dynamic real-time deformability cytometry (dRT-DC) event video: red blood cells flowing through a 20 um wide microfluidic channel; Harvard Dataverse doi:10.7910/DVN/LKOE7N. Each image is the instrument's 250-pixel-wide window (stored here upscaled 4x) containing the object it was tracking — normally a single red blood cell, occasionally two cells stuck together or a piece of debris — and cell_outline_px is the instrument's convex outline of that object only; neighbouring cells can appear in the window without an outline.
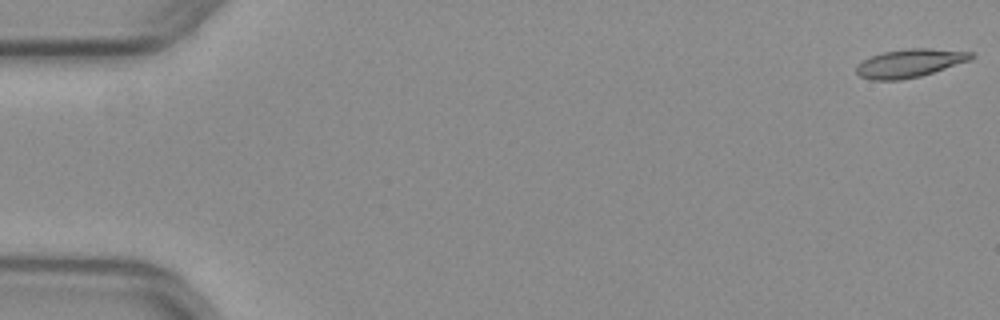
{"species": "common noctule bat (a hibernating species)", "species_latin": "Nyctalus noctula", "temperature_condition": "warm", "stored_images_in_passage": 49, "camera_frame_rate_fps": 3000, "um_per_image_px": 0.085, "animal": {"sex": "female", "body_mass_g": 29.2, "forearm_length_mm": 56.3}, "frame": {"image": 1, "passage_image": 1, "time_ms": 0.0, "image_size_px": [1000, 320], "cell_outline_px": [[976, 56], [972, 60], [920, 76], [900, 80], [872, 80], [860, 76], [856, 72], [856, 64], [872, 56], [884, 52], [908, 48], [928, 48], [976, 52]], "centroid_in_image_um": [77.38, 5.36], "position_along_channel_um": 7.6, "area_um2": 19.02}}
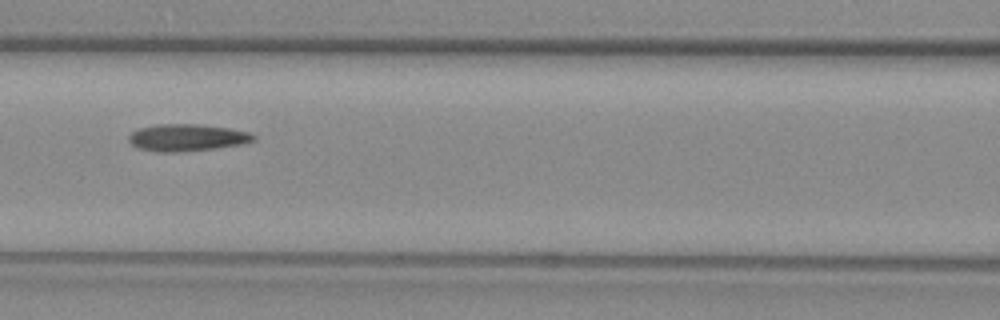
{"frame": {"image": 2, "passage_image": 24, "time_ms": 7.667, "image_size_px": [1000, 320], "cell_outline_px": [[256, 140], [240, 144], [212, 148], [176, 152], [160, 152], [140, 148], [132, 144], [128, 140], [128, 136], [136, 128], [156, 124], [200, 124], [228, 128], [248, 132], [256, 136]], "centroid_in_image_um": [15.86, 11.68], "position_along_channel_um": 150.7, "area_um2": 19.48}}
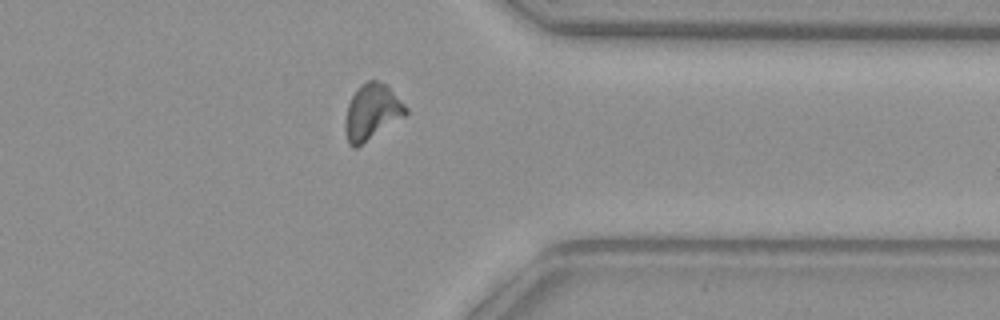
{"frame": {"image": 3, "passage_image": 42, "time_ms": 13.667, "image_size_px": [1000, 320], "cell_outline_px": [[408, 116], [356, 148], [352, 148], [348, 144], [344, 128], [344, 120], [348, 104], [356, 88], [360, 84], [368, 80], [376, 80], [384, 84], [408, 108]], "centroid_in_image_um": [31.6, 9.56], "position_along_channel_um": 379.8, "area_um2": 20.0}}